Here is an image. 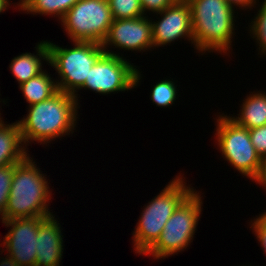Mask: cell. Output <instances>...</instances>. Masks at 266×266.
<instances>
[{
    "mask_svg": "<svg viewBox=\"0 0 266 266\" xmlns=\"http://www.w3.org/2000/svg\"><path fill=\"white\" fill-rule=\"evenodd\" d=\"M78 105L73 94L63 91L30 105L26 117L18 121L26 148L32 141L47 145L58 137L73 134L77 126Z\"/></svg>",
    "mask_w": 266,
    "mask_h": 266,
    "instance_id": "obj_1",
    "label": "cell"
},
{
    "mask_svg": "<svg viewBox=\"0 0 266 266\" xmlns=\"http://www.w3.org/2000/svg\"><path fill=\"white\" fill-rule=\"evenodd\" d=\"M41 172L30 155L14 164L8 204L0 219L47 218L53 215L49 209L52 192L47 175Z\"/></svg>",
    "mask_w": 266,
    "mask_h": 266,
    "instance_id": "obj_2",
    "label": "cell"
},
{
    "mask_svg": "<svg viewBox=\"0 0 266 266\" xmlns=\"http://www.w3.org/2000/svg\"><path fill=\"white\" fill-rule=\"evenodd\" d=\"M191 8L193 41L198 53L230 52L235 35L234 9L225 0H186Z\"/></svg>",
    "mask_w": 266,
    "mask_h": 266,
    "instance_id": "obj_3",
    "label": "cell"
},
{
    "mask_svg": "<svg viewBox=\"0 0 266 266\" xmlns=\"http://www.w3.org/2000/svg\"><path fill=\"white\" fill-rule=\"evenodd\" d=\"M183 178L181 174L176 176L143 208L132 233L134 250L138 255H143L157 241L168 219L194 191L192 186H186Z\"/></svg>",
    "mask_w": 266,
    "mask_h": 266,
    "instance_id": "obj_4",
    "label": "cell"
},
{
    "mask_svg": "<svg viewBox=\"0 0 266 266\" xmlns=\"http://www.w3.org/2000/svg\"><path fill=\"white\" fill-rule=\"evenodd\" d=\"M49 63L58 73L59 91L73 94L78 102V90L84 85L93 65L105 54L99 43L74 41L73 48H63L47 41Z\"/></svg>",
    "mask_w": 266,
    "mask_h": 266,
    "instance_id": "obj_5",
    "label": "cell"
},
{
    "mask_svg": "<svg viewBox=\"0 0 266 266\" xmlns=\"http://www.w3.org/2000/svg\"><path fill=\"white\" fill-rule=\"evenodd\" d=\"M196 189L177 207L157 241L143 254L153 259L166 258L187 249L193 241L203 202Z\"/></svg>",
    "mask_w": 266,
    "mask_h": 266,
    "instance_id": "obj_6",
    "label": "cell"
},
{
    "mask_svg": "<svg viewBox=\"0 0 266 266\" xmlns=\"http://www.w3.org/2000/svg\"><path fill=\"white\" fill-rule=\"evenodd\" d=\"M216 120L215 143L223 157L236 171L253 181L259 173L262 159L251 142L249 129L223 113Z\"/></svg>",
    "mask_w": 266,
    "mask_h": 266,
    "instance_id": "obj_7",
    "label": "cell"
},
{
    "mask_svg": "<svg viewBox=\"0 0 266 266\" xmlns=\"http://www.w3.org/2000/svg\"><path fill=\"white\" fill-rule=\"evenodd\" d=\"M113 20L108 0H79L66 12L61 25L72 42L101 44Z\"/></svg>",
    "mask_w": 266,
    "mask_h": 266,
    "instance_id": "obj_8",
    "label": "cell"
},
{
    "mask_svg": "<svg viewBox=\"0 0 266 266\" xmlns=\"http://www.w3.org/2000/svg\"><path fill=\"white\" fill-rule=\"evenodd\" d=\"M136 68L133 63L120 56V53L110 50L109 54L105 53L91 67L88 78L80 90L88 89L102 95L131 90L138 86L141 79L140 70Z\"/></svg>",
    "mask_w": 266,
    "mask_h": 266,
    "instance_id": "obj_9",
    "label": "cell"
},
{
    "mask_svg": "<svg viewBox=\"0 0 266 266\" xmlns=\"http://www.w3.org/2000/svg\"><path fill=\"white\" fill-rule=\"evenodd\" d=\"M46 217L15 218L2 220V223L11 227L3 238V252L13 258L20 266H35L36 246L39 224Z\"/></svg>",
    "mask_w": 266,
    "mask_h": 266,
    "instance_id": "obj_10",
    "label": "cell"
},
{
    "mask_svg": "<svg viewBox=\"0 0 266 266\" xmlns=\"http://www.w3.org/2000/svg\"><path fill=\"white\" fill-rule=\"evenodd\" d=\"M152 20L148 16L131 19H114L101 46L109 54V46L114 48L146 51L153 48ZM108 47V49H107Z\"/></svg>",
    "mask_w": 266,
    "mask_h": 266,
    "instance_id": "obj_11",
    "label": "cell"
},
{
    "mask_svg": "<svg viewBox=\"0 0 266 266\" xmlns=\"http://www.w3.org/2000/svg\"><path fill=\"white\" fill-rule=\"evenodd\" d=\"M161 18L152 24L153 47H163L180 38L193 41L192 13L186 0H177L173 5L166 7L163 11L156 13Z\"/></svg>",
    "mask_w": 266,
    "mask_h": 266,
    "instance_id": "obj_12",
    "label": "cell"
},
{
    "mask_svg": "<svg viewBox=\"0 0 266 266\" xmlns=\"http://www.w3.org/2000/svg\"><path fill=\"white\" fill-rule=\"evenodd\" d=\"M54 215L45 218L37 234L35 266H60L63 255V233Z\"/></svg>",
    "mask_w": 266,
    "mask_h": 266,
    "instance_id": "obj_13",
    "label": "cell"
},
{
    "mask_svg": "<svg viewBox=\"0 0 266 266\" xmlns=\"http://www.w3.org/2000/svg\"><path fill=\"white\" fill-rule=\"evenodd\" d=\"M2 119L0 118V167L17 164L29 155L28 148L26 150V146H23L18 121L4 124Z\"/></svg>",
    "mask_w": 266,
    "mask_h": 266,
    "instance_id": "obj_14",
    "label": "cell"
},
{
    "mask_svg": "<svg viewBox=\"0 0 266 266\" xmlns=\"http://www.w3.org/2000/svg\"><path fill=\"white\" fill-rule=\"evenodd\" d=\"M35 48L36 54L26 52L11 60L9 68L19 85L41 73L43 71V61H46L47 64L49 63L47 41H41Z\"/></svg>",
    "mask_w": 266,
    "mask_h": 266,
    "instance_id": "obj_15",
    "label": "cell"
},
{
    "mask_svg": "<svg viewBox=\"0 0 266 266\" xmlns=\"http://www.w3.org/2000/svg\"><path fill=\"white\" fill-rule=\"evenodd\" d=\"M251 92L247 94L238 117L230 118L238 125L247 129H253L266 125V93L265 91ZM254 93V94H253Z\"/></svg>",
    "mask_w": 266,
    "mask_h": 266,
    "instance_id": "obj_16",
    "label": "cell"
},
{
    "mask_svg": "<svg viewBox=\"0 0 266 266\" xmlns=\"http://www.w3.org/2000/svg\"><path fill=\"white\" fill-rule=\"evenodd\" d=\"M19 89L29 106L45 101L59 91L56 80L51 78L46 70L19 85Z\"/></svg>",
    "mask_w": 266,
    "mask_h": 266,
    "instance_id": "obj_17",
    "label": "cell"
},
{
    "mask_svg": "<svg viewBox=\"0 0 266 266\" xmlns=\"http://www.w3.org/2000/svg\"><path fill=\"white\" fill-rule=\"evenodd\" d=\"M79 0H28L21 11L32 13L33 15H54L60 20Z\"/></svg>",
    "mask_w": 266,
    "mask_h": 266,
    "instance_id": "obj_18",
    "label": "cell"
},
{
    "mask_svg": "<svg viewBox=\"0 0 266 266\" xmlns=\"http://www.w3.org/2000/svg\"><path fill=\"white\" fill-rule=\"evenodd\" d=\"M113 19H131L144 16L140 0H108Z\"/></svg>",
    "mask_w": 266,
    "mask_h": 266,
    "instance_id": "obj_19",
    "label": "cell"
},
{
    "mask_svg": "<svg viewBox=\"0 0 266 266\" xmlns=\"http://www.w3.org/2000/svg\"><path fill=\"white\" fill-rule=\"evenodd\" d=\"M177 85L170 79L161 80L151 90L152 103L159 107H169L176 101Z\"/></svg>",
    "mask_w": 266,
    "mask_h": 266,
    "instance_id": "obj_20",
    "label": "cell"
},
{
    "mask_svg": "<svg viewBox=\"0 0 266 266\" xmlns=\"http://www.w3.org/2000/svg\"><path fill=\"white\" fill-rule=\"evenodd\" d=\"M259 10L254 17L253 21L250 23L249 27L250 35L257 42L259 51L258 54H266V0L259 6ZM261 48V49H260Z\"/></svg>",
    "mask_w": 266,
    "mask_h": 266,
    "instance_id": "obj_21",
    "label": "cell"
},
{
    "mask_svg": "<svg viewBox=\"0 0 266 266\" xmlns=\"http://www.w3.org/2000/svg\"><path fill=\"white\" fill-rule=\"evenodd\" d=\"M14 175V164L0 167V216L4 215L6 210L12 178Z\"/></svg>",
    "mask_w": 266,
    "mask_h": 266,
    "instance_id": "obj_22",
    "label": "cell"
},
{
    "mask_svg": "<svg viewBox=\"0 0 266 266\" xmlns=\"http://www.w3.org/2000/svg\"><path fill=\"white\" fill-rule=\"evenodd\" d=\"M251 142L261 159H266V125L249 129Z\"/></svg>",
    "mask_w": 266,
    "mask_h": 266,
    "instance_id": "obj_23",
    "label": "cell"
},
{
    "mask_svg": "<svg viewBox=\"0 0 266 266\" xmlns=\"http://www.w3.org/2000/svg\"><path fill=\"white\" fill-rule=\"evenodd\" d=\"M251 230L259 241L264 253L266 254V212L251 220ZM266 256V255H265Z\"/></svg>",
    "mask_w": 266,
    "mask_h": 266,
    "instance_id": "obj_24",
    "label": "cell"
},
{
    "mask_svg": "<svg viewBox=\"0 0 266 266\" xmlns=\"http://www.w3.org/2000/svg\"><path fill=\"white\" fill-rule=\"evenodd\" d=\"M143 13L151 11L154 14L163 11L166 7L173 5L177 0H140Z\"/></svg>",
    "mask_w": 266,
    "mask_h": 266,
    "instance_id": "obj_25",
    "label": "cell"
},
{
    "mask_svg": "<svg viewBox=\"0 0 266 266\" xmlns=\"http://www.w3.org/2000/svg\"><path fill=\"white\" fill-rule=\"evenodd\" d=\"M232 8L235 6L243 9H253L254 5H256L257 0H225Z\"/></svg>",
    "mask_w": 266,
    "mask_h": 266,
    "instance_id": "obj_26",
    "label": "cell"
},
{
    "mask_svg": "<svg viewBox=\"0 0 266 266\" xmlns=\"http://www.w3.org/2000/svg\"><path fill=\"white\" fill-rule=\"evenodd\" d=\"M256 184L261 185L266 190V159L262 160V164L258 175L253 180Z\"/></svg>",
    "mask_w": 266,
    "mask_h": 266,
    "instance_id": "obj_27",
    "label": "cell"
},
{
    "mask_svg": "<svg viewBox=\"0 0 266 266\" xmlns=\"http://www.w3.org/2000/svg\"><path fill=\"white\" fill-rule=\"evenodd\" d=\"M0 266H20L12 257L6 254L5 258L1 257Z\"/></svg>",
    "mask_w": 266,
    "mask_h": 266,
    "instance_id": "obj_28",
    "label": "cell"
},
{
    "mask_svg": "<svg viewBox=\"0 0 266 266\" xmlns=\"http://www.w3.org/2000/svg\"><path fill=\"white\" fill-rule=\"evenodd\" d=\"M10 5L11 3H9L7 0H0V13L5 12V10L10 7Z\"/></svg>",
    "mask_w": 266,
    "mask_h": 266,
    "instance_id": "obj_29",
    "label": "cell"
},
{
    "mask_svg": "<svg viewBox=\"0 0 266 266\" xmlns=\"http://www.w3.org/2000/svg\"><path fill=\"white\" fill-rule=\"evenodd\" d=\"M10 3V0H7ZM28 0H20V2L17 3V7L20 10L27 4Z\"/></svg>",
    "mask_w": 266,
    "mask_h": 266,
    "instance_id": "obj_30",
    "label": "cell"
}]
</instances>
